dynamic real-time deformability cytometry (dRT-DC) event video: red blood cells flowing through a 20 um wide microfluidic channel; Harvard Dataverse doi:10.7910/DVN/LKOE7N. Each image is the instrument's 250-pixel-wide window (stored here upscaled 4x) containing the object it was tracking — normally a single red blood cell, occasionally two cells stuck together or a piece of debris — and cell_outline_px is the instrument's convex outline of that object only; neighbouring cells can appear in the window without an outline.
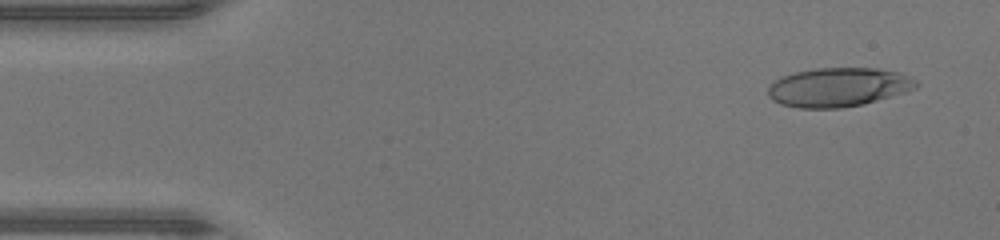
{"species": "human", "species_latin": "Homo sapiens", "temperature_condition": "warm", "stored_images_in_passage": 46, "camera_frame_rate_fps": 3000, "um_per_image_px": 0.085, "donor": {"sex": "male"}, "frame": {"image": 1, "passage_image": 3, "time_ms": 0.667, "image_size_px": [1000, 240], "cell_outline_px": [[920, 84], [916, 88], [908, 92], [864, 104], [840, 108], [800, 108], [780, 104], [772, 100], [768, 96], [768, 88], [776, 80], [784, 76], [796, 72], [816, 68], [876, 68], [900, 72], [912, 76]], "centroid_in_image_um": [71.33, 7.41], "position_along_channel_um": 13.7, "area_um2": 33.93}}
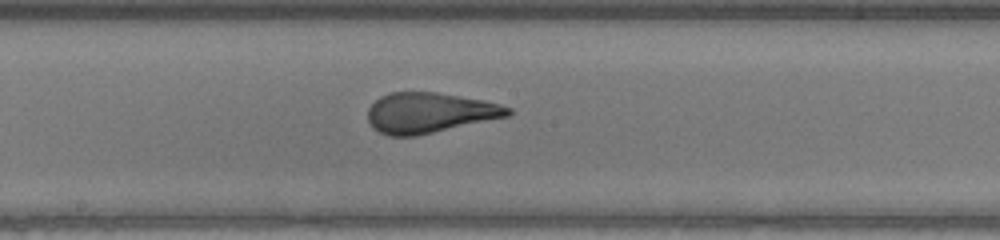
{"frame": {"image": 2, "passage_image": 24, "time_ms": 7.667, "image_size_px": [1000, 240], "cell_outline_px": [[512, 112], [508, 116], [416, 136], [388, 136], [372, 128], [368, 120], [368, 108], [380, 96], [392, 92], [436, 92], [484, 100], [500, 104], [512, 108]], "centroid_in_image_um": [36.49, 9.58], "position_along_channel_um": 211.7, "area_um2": 32.89}}
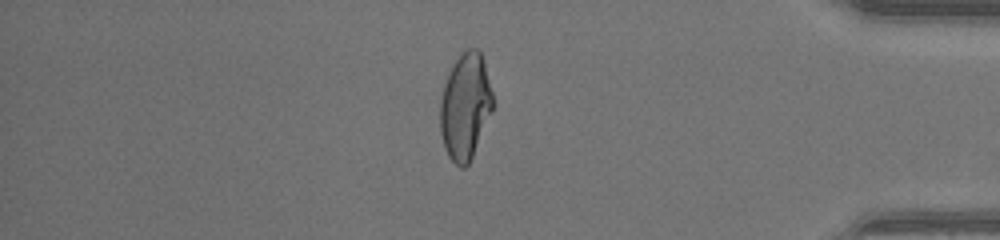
{"frame": {"image": 3, "passage_image": 39, "time_ms": 12.667, "image_size_px": [1000, 240], "cell_outline_px": [[492, 112], [472, 156], [468, 164], [464, 168], [460, 168], [448, 156], [444, 148], [440, 132], [440, 100], [444, 84], [456, 60], [468, 48], [476, 48], [480, 52], [484, 60], [492, 92]], "centroid_in_image_um": [39.54, 9.07], "position_along_channel_um": 395.7, "area_um2": 32.31}}